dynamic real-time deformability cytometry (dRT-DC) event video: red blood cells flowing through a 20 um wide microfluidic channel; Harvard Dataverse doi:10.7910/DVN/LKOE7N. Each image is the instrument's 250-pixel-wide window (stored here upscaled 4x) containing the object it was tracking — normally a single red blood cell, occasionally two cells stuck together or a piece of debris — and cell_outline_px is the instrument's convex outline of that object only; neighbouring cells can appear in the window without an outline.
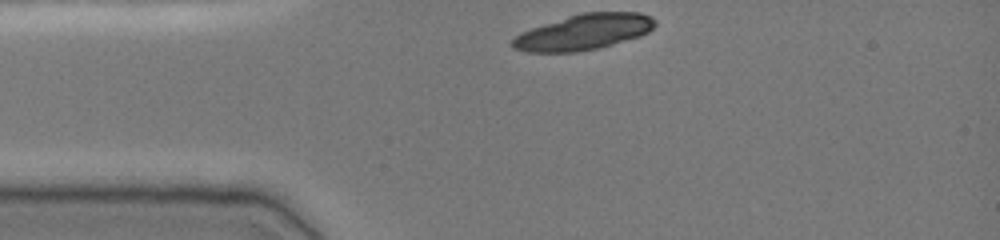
{"species": "common noctule bat (a hibernating species)", "species_latin": "Nyctalus noctula", "temperature_condition": "cold", "stored_images_in_passage": 32, "camera_frame_rate_fps": 3000, "um_per_image_px": 0.085, "animal": {"sex": "female", "body_mass_g": 19.0, "forearm_length_mm": 51.5}, "frame": {"image": 1, "passage_image": 1, "time_ms": 0.0, "image_size_px": [1000, 240], "cell_outline_px": [[656, 24], [648, 32], [640, 36], [600, 48], [576, 52], [528, 52], [512, 48], [512, 40], [520, 32], [568, 16], [584, 12], [640, 12], [656, 20]], "centroid_in_image_um": [49.62, 2.73], "position_along_channel_um": 35.4, "area_um2": 29.48}}